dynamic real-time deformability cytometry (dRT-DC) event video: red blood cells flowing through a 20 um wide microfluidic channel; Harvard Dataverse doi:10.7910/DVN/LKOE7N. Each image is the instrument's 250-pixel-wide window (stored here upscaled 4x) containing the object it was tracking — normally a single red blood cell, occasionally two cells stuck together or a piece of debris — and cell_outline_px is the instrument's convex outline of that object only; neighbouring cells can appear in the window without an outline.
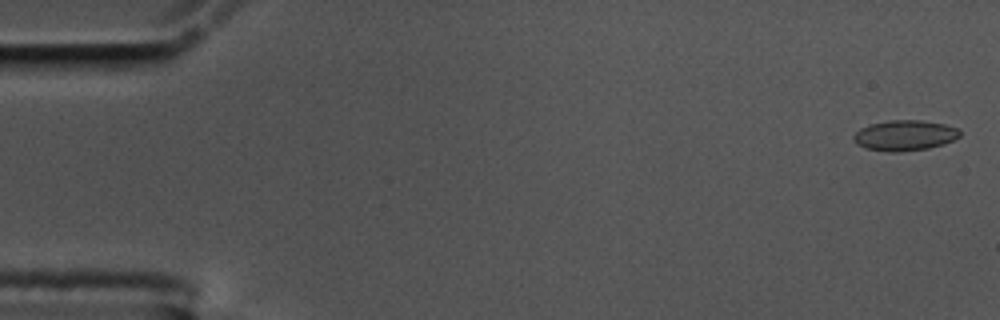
{"species": "common noctule bat (a hibernating species)", "species_latin": "Nyctalus noctula", "temperature_condition": "cold", "stored_images_in_passage": 14, "camera_frame_rate_fps": 3000, "um_per_image_px": 0.085, "animal": {"sex": "male", "body_mass_g": 17.5, "forearm_length_mm": 52.3}, "frame": {"image": 1, "passage_image": 2, "time_ms": 0.333, "image_size_px": [1000, 320], "cell_outline_px": [[960, 136], [944, 144], [928, 148], [900, 152], [888, 152], [864, 148], [856, 144], [852, 136], [860, 128], [868, 124], [888, 120], [920, 120], [944, 124], [960, 128]], "centroid_in_image_um": [76.88, 11.51], "position_along_channel_um": 8.1, "area_um2": 19.07}}